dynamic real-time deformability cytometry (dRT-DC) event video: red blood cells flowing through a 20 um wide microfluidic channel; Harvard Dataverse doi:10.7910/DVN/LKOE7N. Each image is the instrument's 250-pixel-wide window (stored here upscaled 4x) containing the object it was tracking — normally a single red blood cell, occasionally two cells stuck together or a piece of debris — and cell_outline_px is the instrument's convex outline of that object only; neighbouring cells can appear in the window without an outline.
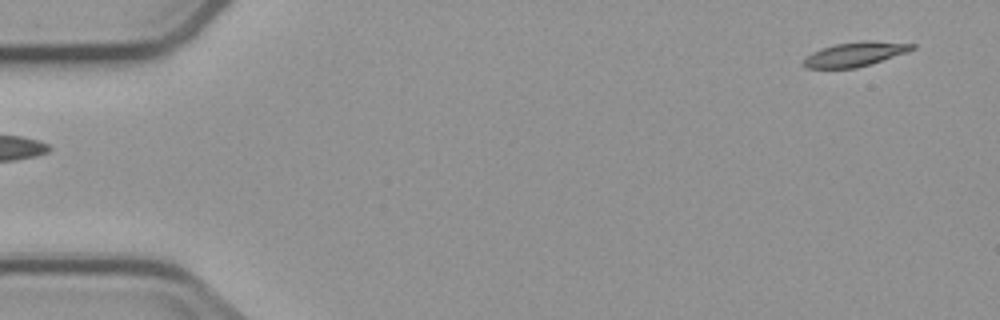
{"species": "common noctule bat (a hibernating species)", "species_latin": "Nyctalus noctula", "temperature_condition": "cold", "stored_images_in_passage": 6, "segment_of_instrument_passage": [2, 2], "camera_frame_rate_fps": 3000, "um_per_image_px": 0.085, "animal": {"sex": "male", "body_mass_g": 23.1, "forearm_length_mm": 52.7}, "frame": {"image": 1, "passage_image": 6, "time_ms": 5.667, "image_size_px": [1000, 320], "cell_outline_px": [[916, 48], [856, 68], [804, 68], [804, 60], [812, 52], [820, 48], [836, 44], [868, 40], [916, 44]], "centroid_in_image_um": [72.64, 4.6], "position_along_channel_um": 12.4, "area_um2": 14.97}}